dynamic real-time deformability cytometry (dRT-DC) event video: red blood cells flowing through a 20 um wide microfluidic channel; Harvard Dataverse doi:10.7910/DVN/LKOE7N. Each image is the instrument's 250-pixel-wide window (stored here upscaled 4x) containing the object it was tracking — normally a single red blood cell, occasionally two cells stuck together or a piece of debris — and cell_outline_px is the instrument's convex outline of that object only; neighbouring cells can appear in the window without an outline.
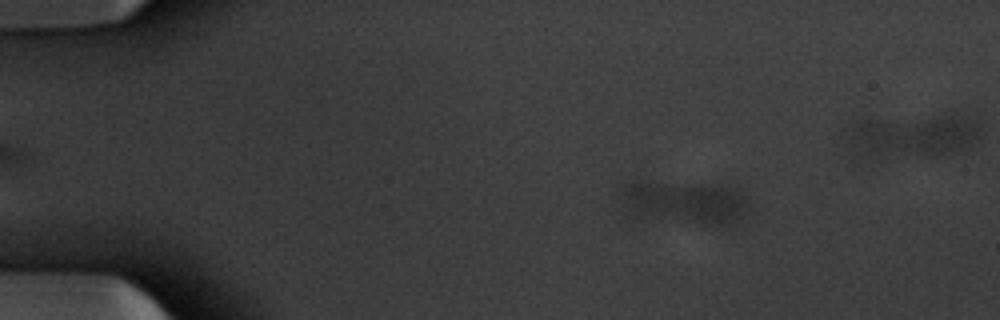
{"species": "common noctule bat (a hibernating species)", "species_latin": "Nyctalus noctula", "temperature_condition": "warm", "stored_images_in_passage": 47, "segment_of_instrument_passage": [1, 2], "camera_frame_rate_fps": 3000, "um_per_image_px": 0.085, "animal": {"sex": "male", "body_mass_g": 20.1, "forearm_length_mm": 53.5}, "frame": {"image": 1, "passage_image": 7, "time_ms": 2.0, "image_size_px": [1000, 320], "cell_outline_px": [[752, 204], [748, 212], [740, 224], [708, 224], [624, 216], [616, 188], [620, 184], [628, 180], [640, 180], [732, 188], [740, 192]], "centroid_in_image_um": [58.02, 17.21], "position_along_channel_um": 27.0, "area_um2": 33.64}}
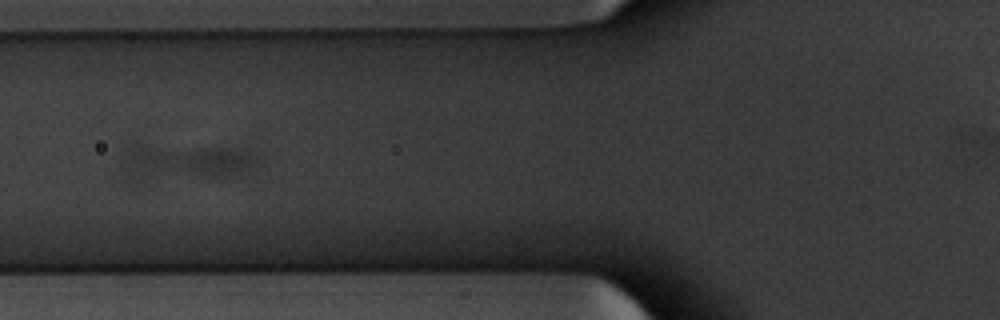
{"frame": {"image": 2, "passage_image": 19, "time_ms": 6.0, "image_size_px": [1000, 320], "cell_outline_px": [[264, 160], [248, 176], [228, 180], [136, 184], [128, 184], [120, 164], [124, 152], [128, 148], [136, 144], [248, 148], [256, 152]], "centroid_in_image_um": [15.86, 13.91], "position_along_channel_um": 109.9, "area_um2": 33.64}}